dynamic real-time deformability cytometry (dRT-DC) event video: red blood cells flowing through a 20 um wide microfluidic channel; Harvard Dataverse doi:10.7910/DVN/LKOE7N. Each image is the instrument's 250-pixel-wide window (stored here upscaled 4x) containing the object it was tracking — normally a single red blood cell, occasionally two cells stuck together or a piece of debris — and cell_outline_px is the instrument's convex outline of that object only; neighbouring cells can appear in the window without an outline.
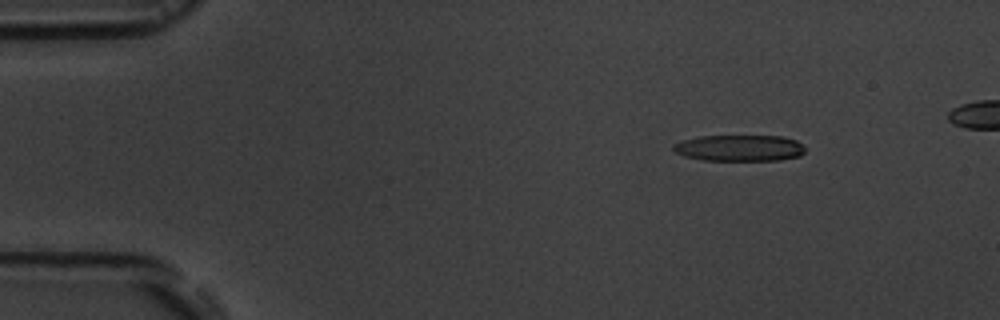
{"species": "common noctule bat (a hibernating species)", "species_latin": "Nyctalus noctula", "temperature_condition": "room temperature", "stored_images_in_passage": 3, "camera_frame_rate_fps": 3000, "um_per_image_px": 0.085, "animal": {"sex": "male", "body_mass_g": 19.5, "forearm_length_mm": 54.6}, "frame": {"image": 1, "passage_image": 2, "time_ms": 2.333, "image_size_px": [1000, 320], "cell_outline_px": [[804, 152], [800, 156], [780, 160], [700, 160], [684, 156], [676, 152], [672, 148], [672, 144], [684, 140], [700, 136], [784, 136], [796, 140], [804, 148]], "centroid_in_image_um": [62.85, 12.58], "position_along_channel_um": 22.2, "area_um2": 20.17}}